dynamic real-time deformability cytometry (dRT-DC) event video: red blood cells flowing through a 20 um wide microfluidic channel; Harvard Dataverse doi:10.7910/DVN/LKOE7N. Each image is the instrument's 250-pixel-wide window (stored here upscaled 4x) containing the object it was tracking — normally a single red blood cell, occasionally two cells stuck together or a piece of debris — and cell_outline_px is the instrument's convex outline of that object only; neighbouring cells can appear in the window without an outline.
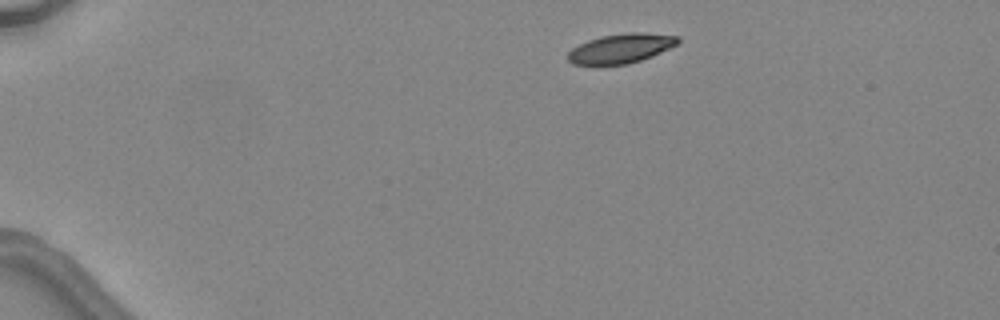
{"species": "common noctule bat (a hibernating species)", "species_latin": "Nyctalus noctula", "temperature_condition": "warm", "stored_images_in_passage": 3, "camera_frame_rate_fps": 3000, "um_per_image_px": 0.085, "animal": {"sex": "female", "body_mass_g": 24.6, "forearm_length_mm": 56.2}, "frame": {"image": 1, "passage_image": 1, "time_ms": 0.0, "image_size_px": [1000, 320], "cell_outline_px": [[680, 44], [652, 56], [628, 64], [572, 64], [568, 60], [568, 52], [572, 48], [588, 40], [600, 36], [628, 32], [644, 32], [680, 36]], "centroid_in_image_um": [52.83, 4.09], "position_along_channel_um": 32.2, "area_um2": 18.96}}